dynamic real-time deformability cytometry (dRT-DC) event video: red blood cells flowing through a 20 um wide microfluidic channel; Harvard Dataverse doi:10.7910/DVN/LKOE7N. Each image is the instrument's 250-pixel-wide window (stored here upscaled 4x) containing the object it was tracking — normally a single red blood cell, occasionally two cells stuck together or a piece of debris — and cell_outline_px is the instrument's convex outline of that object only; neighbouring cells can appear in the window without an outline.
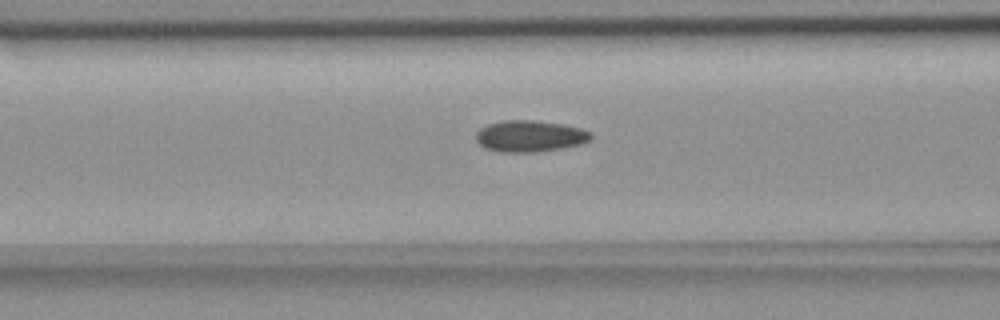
{"species": "common noctule bat (a hibernating species)", "species_latin": "Nyctalus noctula", "temperature_condition": "room temperature", "stored_images_in_passage": 38, "camera_frame_rate_fps": 3000, "um_per_image_px": 0.085, "animal": {"sex": "female", "body_mass_g": 18.4}, "frame": {"image": 1, "passage_image": 5, "time_ms": 1.333, "image_size_px": [1000, 320], "cell_outline_px": [[592, 140], [584, 144], [536, 152], [500, 152], [484, 148], [476, 140], [476, 132], [480, 128], [488, 124], [504, 120], [536, 120], [560, 124], [580, 128], [592, 132]], "centroid_in_image_um": [45.05, 11.57], "position_along_channel_um": 121.5, "area_um2": 21.21}}
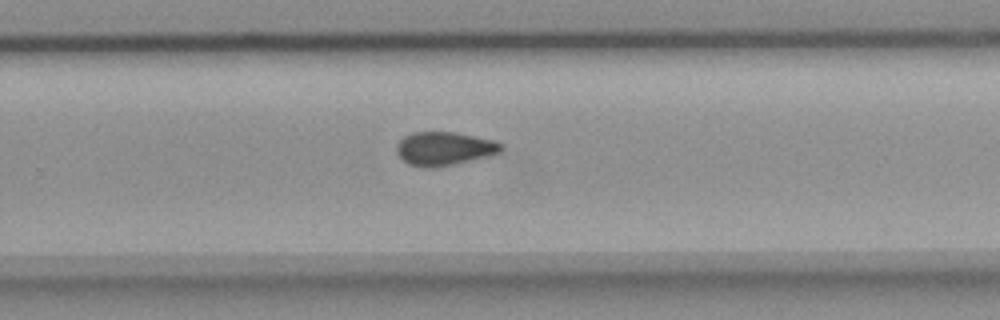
{"frame": {"image": 2, "passage_image": 19, "time_ms": 6.0, "image_size_px": [1000, 320], "cell_outline_px": [[504, 148], [500, 152], [488, 156], [452, 164], [432, 168], [424, 168], [408, 164], [396, 152], [396, 144], [404, 136], [412, 132], [452, 132], [492, 140], [504, 144]], "centroid_in_image_um": [37.74, 12.63], "position_along_channel_um": 292.1, "area_um2": 20.29}}
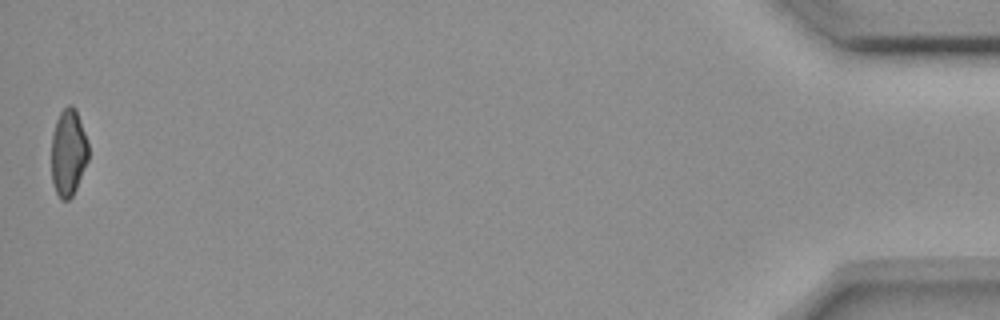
{"frame": {"image": 3, "passage_image": 38, "time_ms": 12.333, "image_size_px": [1000, 320], "cell_outline_px": [[88, 160], [76, 188], [72, 196], [68, 200], [60, 200], [56, 192], [52, 180], [52, 132], [56, 120], [60, 112], [68, 104], [72, 104], [76, 108], [88, 144]], "centroid_in_image_um": [5.8, 12.95], "position_along_channel_um": 429.4, "area_um2": 18.73}}